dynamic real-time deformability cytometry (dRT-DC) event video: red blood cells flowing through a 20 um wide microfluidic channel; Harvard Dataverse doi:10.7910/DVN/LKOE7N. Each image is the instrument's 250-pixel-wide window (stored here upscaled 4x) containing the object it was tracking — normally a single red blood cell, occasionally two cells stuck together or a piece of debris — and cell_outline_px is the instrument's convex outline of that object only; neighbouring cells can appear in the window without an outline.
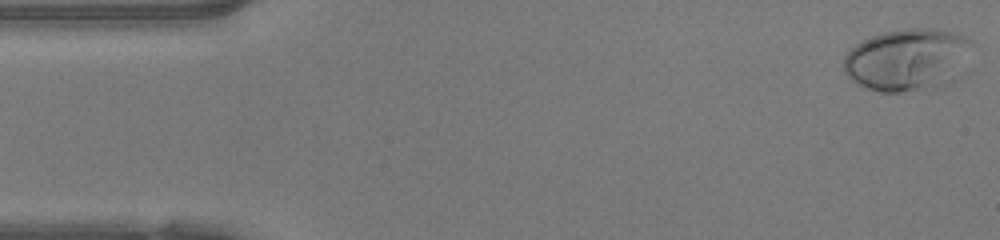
{"species": "human", "species_latin": "Homo sapiens", "temperature_condition": "warm", "stored_images_in_passage": 47, "camera_frame_rate_fps": 3000, "um_per_image_px": 0.085, "donor": {"sex": "female"}, "frame": {"image": 1, "passage_image": 1, "time_ms": 0.0, "image_size_px": [1000, 240], "cell_outline_px": [[972, 40], [952, 80], [948, 84], [940, 88], [900, 92], [880, 92], [856, 84], [844, 72], [844, 56], [856, 44], [872, 36], [884, 32], [908, 28], [932, 28], [964, 36]], "centroid_in_image_um": [77.04, 5.09], "position_along_channel_um": 8.0, "area_um2": 45.78}}
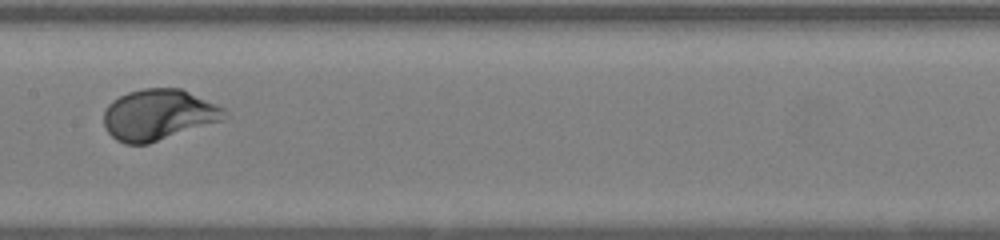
{"frame": {"image": 2, "passage_image": 23, "time_ms": 7.333, "image_size_px": [1000, 240], "cell_outline_px": [[224, 120], [148, 144], [124, 144], [116, 140], [108, 132], [104, 124], [104, 112], [108, 104], [112, 100], [128, 92], [144, 88], [180, 88], [216, 104], [224, 108]], "centroid_in_image_um": [13.44, 9.76], "position_along_channel_um": 194.0, "area_um2": 35.66}}
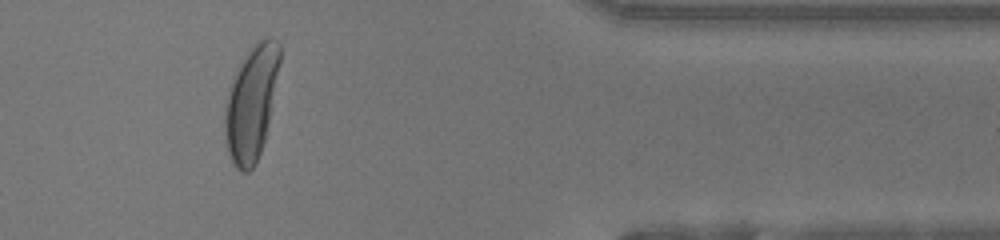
{"frame": {"image": 3, "passage_image": 39, "time_ms": 12.667, "image_size_px": [1000, 240], "cell_outline_px": [[280, 60], [264, 140], [256, 164], [248, 172], [244, 172], [236, 168], [232, 164], [228, 152], [224, 136], [224, 104], [232, 76], [248, 52], [260, 40], [268, 36], [276, 40], [280, 44]], "centroid_in_image_um": [21.31, 8.78], "position_along_channel_um": 390.1, "area_um2": 36.18}, "authors_computed_cell_mechanics": {"area_um2": 35.6626, "velocity_mm_per_s": 4.2155, "shape_relaxation_time_tau1_ms": 2.0613, "shape_relaxation_time_tau2_ms": null, "deformation_change_tau1": 0.2069, "deformation_change_tau2": null}}